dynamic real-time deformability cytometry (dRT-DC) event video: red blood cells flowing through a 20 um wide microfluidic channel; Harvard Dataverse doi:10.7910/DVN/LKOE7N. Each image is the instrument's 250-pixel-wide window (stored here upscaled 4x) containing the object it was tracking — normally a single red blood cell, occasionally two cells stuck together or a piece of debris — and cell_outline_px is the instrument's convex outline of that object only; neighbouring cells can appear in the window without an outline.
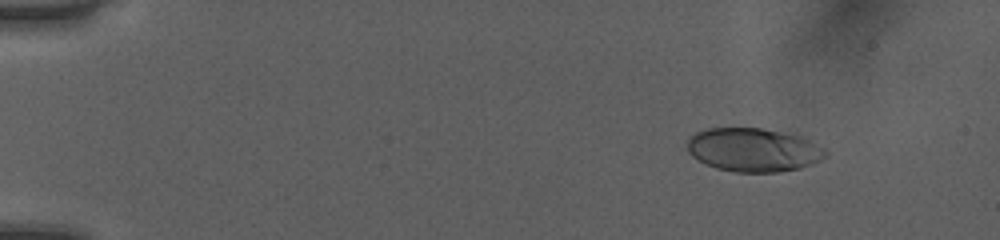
{"species": "human", "species_latin": "Homo sapiens", "temperature_condition": "room temperature", "stored_images_in_passage": 52, "camera_frame_rate_fps": 3000, "um_per_image_px": 0.085, "donor": {"sex": "female"}, "frame": {"image": 1, "passage_image": 7, "time_ms": 2.0, "image_size_px": [1000, 240], "cell_outline_px": [[828, 152], [820, 160], [800, 168], [776, 172], [736, 172], [716, 168], [692, 156], [688, 152], [688, 136], [696, 132], [708, 128], [760, 128], [800, 136], [824, 148]], "centroid_in_image_um": [64.01, 12.73], "position_along_channel_um": 21.0, "area_um2": 34.8}}
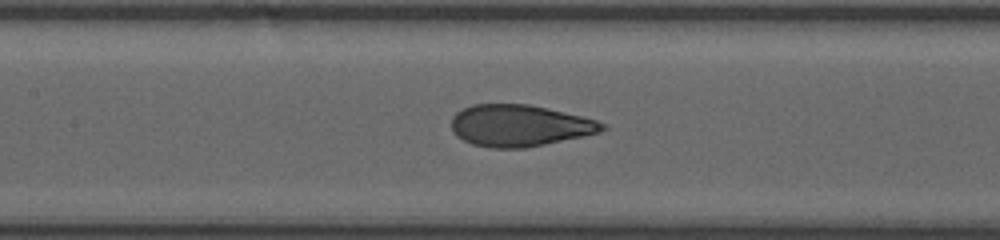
{"frame": {"image": 2, "passage_image": 26, "time_ms": 8.333, "image_size_px": [1000, 240], "cell_outline_px": [[608, 128], [600, 132], [544, 144], [524, 148], [492, 148], [472, 144], [456, 136], [452, 128], [452, 116], [456, 112], [472, 104], [528, 104], [580, 116], [596, 120], [608, 124]], "centroid_in_image_um": [44.15, 10.67], "position_along_channel_um": 163.3, "area_um2": 36.36}}
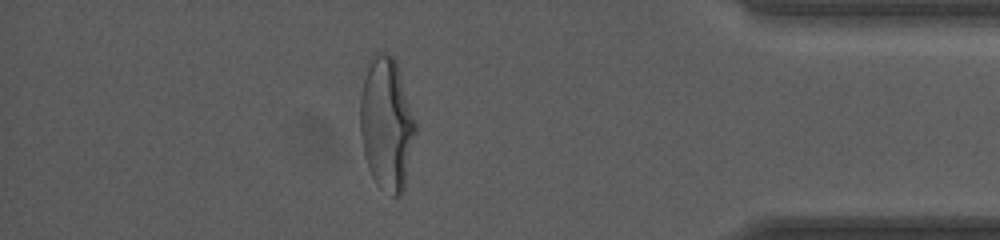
{"frame": {"image": 3, "passage_image": 46, "time_ms": 15.0, "image_size_px": [1000, 240], "cell_outline_px": [[416, 132], [404, 188], [400, 196], [392, 196], [380, 188], [376, 184], [368, 168], [364, 156], [360, 136], [360, 96], [364, 64], [372, 52], [384, 52], [392, 56], [396, 60], [416, 120]], "centroid_in_image_um": [32.83, 10.46], "position_along_channel_um": 402.4, "area_um2": 43.87}, "authors_computed_cell_mechanics": {"area_um2": 36.6452, "velocity_mm_per_s": 4.0586, "shape_relaxation_time_tau1_ms": 4.5101, "shape_relaxation_time_tau2_ms": 0.6975, "deformation_change_tau1": 0.1961, "deformation_change_tau2": 0.0749}}